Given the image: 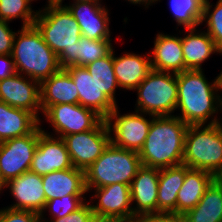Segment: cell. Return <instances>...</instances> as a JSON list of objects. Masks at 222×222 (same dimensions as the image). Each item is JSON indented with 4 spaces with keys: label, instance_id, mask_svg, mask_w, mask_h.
<instances>
[{
    "label": "cell",
    "instance_id": "obj_5",
    "mask_svg": "<svg viewBox=\"0 0 222 222\" xmlns=\"http://www.w3.org/2000/svg\"><path fill=\"white\" fill-rule=\"evenodd\" d=\"M141 167L138 152L119 148L110 143L102 155L85 171L86 190L116 183L130 186Z\"/></svg>",
    "mask_w": 222,
    "mask_h": 222
},
{
    "label": "cell",
    "instance_id": "obj_22",
    "mask_svg": "<svg viewBox=\"0 0 222 222\" xmlns=\"http://www.w3.org/2000/svg\"><path fill=\"white\" fill-rule=\"evenodd\" d=\"M188 169L184 164L159 169L157 214H177V196Z\"/></svg>",
    "mask_w": 222,
    "mask_h": 222
},
{
    "label": "cell",
    "instance_id": "obj_35",
    "mask_svg": "<svg viewBox=\"0 0 222 222\" xmlns=\"http://www.w3.org/2000/svg\"><path fill=\"white\" fill-rule=\"evenodd\" d=\"M93 211L89 204H83L79 209L63 218H55L50 222H96Z\"/></svg>",
    "mask_w": 222,
    "mask_h": 222
},
{
    "label": "cell",
    "instance_id": "obj_31",
    "mask_svg": "<svg viewBox=\"0 0 222 222\" xmlns=\"http://www.w3.org/2000/svg\"><path fill=\"white\" fill-rule=\"evenodd\" d=\"M29 0H0V19L11 21L13 18H22L23 27L34 25L37 12L33 14Z\"/></svg>",
    "mask_w": 222,
    "mask_h": 222
},
{
    "label": "cell",
    "instance_id": "obj_10",
    "mask_svg": "<svg viewBox=\"0 0 222 222\" xmlns=\"http://www.w3.org/2000/svg\"><path fill=\"white\" fill-rule=\"evenodd\" d=\"M47 120L53 125L58 138L94 129L103 118L94 110L80 104L51 105L45 112Z\"/></svg>",
    "mask_w": 222,
    "mask_h": 222
},
{
    "label": "cell",
    "instance_id": "obj_4",
    "mask_svg": "<svg viewBox=\"0 0 222 222\" xmlns=\"http://www.w3.org/2000/svg\"><path fill=\"white\" fill-rule=\"evenodd\" d=\"M17 34L19 38L14 39L11 53L17 73L25 72L30 79L41 83L61 69L58 56L45 43L35 25L22 26Z\"/></svg>",
    "mask_w": 222,
    "mask_h": 222
},
{
    "label": "cell",
    "instance_id": "obj_27",
    "mask_svg": "<svg viewBox=\"0 0 222 222\" xmlns=\"http://www.w3.org/2000/svg\"><path fill=\"white\" fill-rule=\"evenodd\" d=\"M183 222H222V188L214 181L199 203L182 215Z\"/></svg>",
    "mask_w": 222,
    "mask_h": 222
},
{
    "label": "cell",
    "instance_id": "obj_20",
    "mask_svg": "<svg viewBox=\"0 0 222 222\" xmlns=\"http://www.w3.org/2000/svg\"><path fill=\"white\" fill-rule=\"evenodd\" d=\"M46 201L66 195H83L87 192L85 171L75 167L54 171L42 176Z\"/></svg>",
    "mask_w": 222,
    "mask_h": 222
},
{
    "label": "cell",
    "instance_id": "obj_21",
    "mask_svg": "<svg viewBox=\"0 0 222 222\" xmlns=\"http://www.w3.org/2000/svg\"><path fill=\"white\" fill-rule=\"evenodd\" d=\"M153 70L178 74L185 71L181 37L158 34L153 49Z\"/></svg>",
    "mask_w": 222,
    "mask_h": 222
},
{
    "label": "cell",
    "instance_id": "obj_15",
    "mask_svg": "<svg viewBox=\"0 0 222 222\" xmlns=\"http://www.w3.org/2000/svg\"><path fill=\"white\" fill-rule=\"evenodd\" d=\"M6 187H10V191L17 201L9 208L33 211L40 214L42 218L46 197L41 175L31 171L24 172L17 178L7 181Z\"/></svg>",
    "mask_w": 222,
    "mask_h": 222
},
{
    "label": "cell",
    "instance_id": "obj_18",
    "mask_svg": "<svg viewBox=\"0 0 222 222\" xmlns=\"http://www.w3.org/2000/svg\"><path fill=\"white\" fill-rule=\"evenodd\" d=\"M77 21L83 37L100 40L110 39L108 11L99 3L75 2L66 6Z\"/></svg>",
    "mask_w": 222,
    "mask_h": 222
},
{
    "label": "cell",
    "instance_id": "obj_8",
    "mask_svg": "<svg viewBox=\"0 0 222 222\" xmlns=\"http://www.w3.org/2000/svg\"><path fill=\"white\" fill-rule=\"evenodd\" d=\"M111 135L103 119L92 130L64 136L73 167L86 171L109 146Z\"/></svg>",
    "mask_w": 222,
    "mask_h": 222
},
{
    "label": "cell",
    "instance_id": "obj_44",
    "mask_svg": "<svg viewBox=\"0 0 222 222\" xmlns=\"http://www.w3.org/2000/svg\"><path fill=\"white\" fill-rule=\"evenodd\" d=\"M29 1H33V0H29ZM54 1H56V0H48L49 5H50L51 3H53Z\"/></svg>",
    "mask_w": 222,
    "mask_h": 222
},
{
    "label": "cell",
    "instance_id": "obj_26",
    "mask_svg": "<svg viewBox=\"0 0 222 222\" xmlns=\"http://www.w3.org/2000/svg\"><path fill=\"white\" fill-rule=\"evenodd\" d=\"M190 33L182 40L183 58L186 70H201L203 63L214 52L222 51L215 45L208 33H194L196 28L187 29Z\"/></svg>",
    "mask_w": 222,
    "mask_h": 222
},
{
    "label": "cell",
    "instance_id": "obj_16",
    "mask_svg": "<svg viewBox=\"0 0 222 222\" xmlns=\"http://www.w3.org/2000/svg\"><path fill=\"white\" fill-rule=\"evenodd\" d=\"M71 76L79 94V104L94 110L106 119L116 105L100 90L95 79L85 67L70 66L65 69Z\"/></svg>",
    "mask_w": 222,
    "mask_h": 222
},
{
    "label": "cell",
    "instance_id": "obj_6",
    "mask_svg": "<svg viewBox=\"0 0 222 222\" xmlns=\"http://www.w3.org/2000/svg\"><path fill=\"white\" fill-rule=\"evenodd\" d=\"M203 125H188L182 164L215 174L222 165V123L213 119Z\"/></svg>",
    "mask_w": 222,
    "mask_h": 222
},
{
    "label": "cell",
    "instance_id": "obj_33",
    "mask_svg": "<svg viewBox=\"0 0 222 222\" xmlns=\"http://www.w3.org/2000/svg\"><path fill=\"white\" fill-rule=\"evenodd\" d=\"M83 200L82 195H66L46 201L44 209L49 208L54 218H63L79 209L84 204Z\"/></svg>",
    "mask_w": 222,
    "mask_h": 222
},
{
    "label": "cell",
    "instance_id": "obj_13",
    "mask_svg": "<svg viewBox=\"0 0 222 222\" xmlns=\"http://www.w3.org/2000/svg\"><path fill=\"white\" fill-rule=\"evenodd\" d=\"M22 74H14L0 81V101L15 108H22L33 113L38 119L41 110L40 82H29ZM39 87H38V86Z\"/></svg>",
    "mask_w": 222,
    "mask_h": 222
},
{
    "label": "cell",
    "instance_id": "obj_43",
    "mask_svg": "<svg viewBox=\"0 0 222 222\" xmlns=\"http://www.w3.org/2000/svg\"><path fill=\"white\" fill-rule=\"evenodd\" d=\"M97 222H133L132 220H119V221H97Z\"/></svg>",
    "mask_w": 222,
    "mask_h": 222
},
{
    "label": "cell",
    "instance_id": "obj_19",
    "mask_svg": "<svg viewBox=\"0 0 222 222\" xmlns=\"http://www.w3.org/2000/svg\"><path fill=\"white\" fill-rule=\"evenodd\" d=\"M41 111L44 113L51 105L79 104L77 87L65 69L44 79L40 83Z\"/></svg>",
    "mask_w": 222,
    "mask_h": 222
},
{
    "label": "cell",
    "instance_id": "obj_29",
    "mask_svg": "<svg viewBox=\"0 0 222 222\" xmlns=\"http://www.w3.org/2000/svg\"><path fill=\"white\" fill-rule=\"evenodd\" d=\"M110 39L93 40L81 36L74 48V66L85 67L112 50Z\"/></svg>",
    "mask_w": 222,
    "mask_h": 222
},
{
    "label": "cell",
    "instance_id": "obj_25",
    "mask_svg": "<svg viewBox=\"0 0 222 222\" xmlns=\"http://www.w3.org/2000/svg\"><path fill=\"white\" fill-rule=\"evenodd\" d=\"M212 182L213 174L210 172L189 168L185 173L183 185L178 192L177 215H183L194 208Z\"/></svg>",
    "mask_w": 222,
    "mask_h": 222
},
{
    "label": "cell",
    "instance_id": "obj_32",
    "mask_svg": "<svg viewBox=\"0 0 222 222\" xmlns=\"http://www.w3.org/2000/svg\"><path fill=\"white\" fill-rule=\"evenodd\" d=\"M210 3L208 0L204 1L203 15L201 22L208 19L207 33L213 39L215 45L222 51V0H219L216 4L215 9L210 14Z\"/></svg>",
    "mask_w": 222,
    "mask_h": 222
},
{
    "label": "cell",
    "instance_id": "obj_40",
    "mask_svg": "<svg viewBox=\"0 0 222 222\" xmlns=\"http://www.w3.org/2000/svg\"><path fill=\"white\" fill-rule=\"evenodd\" d=\"M129 2H131V3H134V4H140V3H145V4H147V5H149L150 3H152V2H156V1H158V0H128Z\"/></svg>",
    "mask_w": 222,
    "mask_h": 222
},
{
    "label": "cell",
    "instance_id": "obj_3",
    "mask_svg": "<svg viewBox=\"0 0 222 222\" xmlns=\"http://www.w3.org/2000/svg\"><path fill=\"white\" fill-rule=\"evenodd\" d=\"M37 12L34 25L45 43L58 56L61 69L74 66V48L82 36L80 27L66 6L60 1Z\"/></svg>",
    "mask_w": 222,
    "mask_h": 222
},
{
    "label": "cell",
    "instance_id": "obj_12",
    "mask_svg": "<svg viewBox=\"0 0 222 222\" xmlns=\"http://www.w3.org/2000/svg\"><path fill=\"white\" fill-rule=\"evenodd\" d=\"M95 190L99 202L90 206L97 221L133 220L129 185L116 183Z\"/></svg>",
    "mask_w": 222,
    "mask_h": 222
},
{
    "label": "cell",
    "instance_id": "obj_42",
    "mask_svg": "<svg viewBox=\"0 0 222 222\" xmlns=\"http://www.w3.org/2000/svg\"><path fill=\"white\" fill-rule=\"evenodd\" d=\"M5 186H6V182L2 179V176L0 174V190H2V188Z\"/></svg>",
    "mask_w": 222,
    "mask_h": 222
},
{
    "label": "cell",
    "instance_id": "obj_2",
    "mask_svg": "<svg viewBox=\"0 0 222 222\" xmlns=\"http://www.w3.org/2000/svg\"><path fill=\"white\" fill-rule=\"evenodd\" d=\"M176 79L178 85L176 109H181L182 112V116L177 117L187 125H204L207 119L218 111V107L214 104L219 102L222 106V98L214 94V90L222 89L221 74L213 84L207 82L202 69L183 71L176 74Z\"/></svg>",
    "mask_w": 222,
    "mask_h": 222
},
{
    "label": "cell",
    "instance_id": "obj_39",
    "mask_svg": "<svg viewBox=\"0 0 222 222\" xmlns=\"http://www.w3.org/2000/svg\"><path fill=\"white\" fill-rule=\"evenodd\" d=\"M213 181L222 188V165L213 175Z\"/></svg>",
    "mask_w": 222,
    "mask_h": 222
},
{
    "label": "cell",
    "instance_id": "obj_30",
    "mask_svg": "<svg viewBox=\"0 0 222 222\" xmlns=\"http://www.w3.org/2000/svg\"><path fill=\"white\" fill-rule=\"evenodd\" d=\"M205 0H171L172 12L179 25L186 29L195 28L201 24Z\"/></svg>",
    "mask_w": 222,
    "mask_h": 222
},
{
    "label": "cell",
    "instance_id": "obj_34",
    "mask_svg": "<svg viewBox=\"0 0 222 222\" xmlns=\"http://www.w3.org/2000/svg\"><path fill=\"white\" fill-rule=\"evenodd\" d=\"M0 222H43L40 214L29 210L6 208L0 210Z\"/></svg>",
    "mask_w": 222,
    "mask_h": 222
},
{
    "label": "cell",
    "instance_id": "obj_11",
    "mask_svg": "<svg viewBox=\"0 0 222 222\" xmlns=\"http://www.w3.org/2000/svg\"><path fill=\"white\" fill-rule=\"evenodd\" d=\"M117 106L110 112L105 119L109 132H114L115 137H110L111 144L127 149L139 151L142 149L148 136V131L152 120H147L138 111L134 114L118 115ZM115 120L112 125V120ZM112 125V126H111ZM113 130V131H112Z\"/></svg>",
    "mask_w": 222,
    "mask_h": 222
},
{
    "label": "cell",
    "instance_id": "obj_24",
    "mask_svg": "<svg viewBox=\"0 0 222 222\" xmlns=\"http://www.w3.org/2000/svg\"><path fill=\"white\" fill-rule=\"evenodd\" d=\"M39 123L30 111L0 101V143L31 133Z\"/></svg>",
    "mask_w": 222,
    "mask_h": 222
},
{
    "label": "cell",
    "instance_id": "obj_36",
    "mask_svg": "<svg viewBox=\"0 0 222 222\" xmlns=\"http://www.w3.org/2000/svg\"><path fill=\"white\" fill-rule=\"evenodd\" d=\"M15 32L10 30L8 22L0 19V55H8L12 53Z\"/></svg>",
    "mask_w": 222,
    "mask_h": 222
},
{
    "label": "cell",
    "instance_id": "obj_1",
    "mask_svg": "<svg viewBox=\"0 0 222 222\" xmlns=\"http://www.w3.org/2000/svg\"><path fill=\"white\" fill-rule=\"evenodd\" d=\"M188 125L175 116H153L139 157L142 165L166 168L182 164Z\"/></svg>",
    "mask_w": 222,
    "mask_h": 222
},
{
    "label": "cell",
    "instance_id": "obj_23",
    "mask_svg": "<svg viewBox=\"0 0 222 222\" xmlns=\"http://www.w3.org/2000/svg\"><path fill=\"white\" fill-rule=\"evenodd\" d=\"M146 57L131 53L114 57L113 52V68L119 87L136 90L152 70L151 56Z\"/></svg>",
    "mask_w": 222,
    "mask_h": 222
},
{
    "label": "cell",
    "instance_id": "obj_7",
    "mask_svg": "<svg viewBox=\"0 0 222 222\" xmlns=\"http://www.w3.org/2000/svg\"><path fill=\"white\" fill-rule=\"evenodd\" d=\"M151 70L144 81L136 88L138 100L136 111L149 116H171L176 109L178 85L176 74Z\"/></svg>",
    "mask_w": 222,
    "mask_h": 222
},
{
    "label": "cell",
    "instance_id": "obj_38",
    "mask_svg": "<svg viewBox=\"0 0 222 222\" xmlns=\"http://www.w3.org/2000/svg\"><path fill=\"white\" fill-rule=\"evenodd\" d=\"M11 58V60L8 59ZM12 55H0V81L17 73Z\"/></svg>",
    "mask_w": 222,
    "mask_h": 222
},
{
    "label": "cell",
    "instance_id": "obj_14",
    "mask_svg": "<svg viewBox=\"0 0 222 222\" xmlns=\"http://www.w3.org/2000/svg\"><path fill=\"white\" fill-rule=\"evenodd\" d=\"M69 152L62 138L54 139L44 132L39 136L29 171L38 175L72 168Z\"/></svg>",
    "mask_w": 222,
    "mask_h": 222
},
{
    "label": "cell",
    "instance_id": "obj_28",
    "mask_svg": "<svg viewBox=\"0 0 222 222\" xmlns=\"http://www.w3.org/2000/svg\"><path fill=\"white\" fill-rule=\"evenodd\" d=\"M85 68L98 84L100 90L116 106L115 88L119 87L113 68V50L106 56L89 63Z\"/></svg>",
    "mask_w": 222,
    "mask_h": 222
},
{
    "label": "cell",
    "instance_id": "obj_17",
    "mask_svg": "<svg viewBox=\"0 0 222 222\" xmlns=\"http://www.w3.org/2000/svg\"><path fill=\"white\" fill-rule=\"evenodd\" d=\"M159 169L143 166L130 185L131 202H137L133 215L157 214Z\"/></svg>",
    "mask_w": 222,
    "mask_h": 222
},
{
    "label": "cell",
    "instance_id": "obj_41",
    "mask_svg": "<svg viewBox=\"0 0 222 222\" xmlns=\"http://www.w3.org/2000/svg\"><path fill=\"white\" fill-rule=\"evenodd\" d=\"M62 2V0H59ZM75 2H93V3H99V0H76Z\"/></svg>",
    "mask_w": 222,
    "mask_h": 222
},
{
    "label": "cell",
    "instance_id": "obj_37",
    "mask_svg": "<svg viewBox=\"0 0 222 222\" xmlns=\"http://www.w3.org/2000/svg\"><path fill=\"white\" fill-rule=\"evenodd\" d=\"M133 222H183L182 215L177 214H143L135 216Z\"/></svg>",
    "mask_w": 222,
    "mask_h": 222
},
{
    "label": "cell",
    "instance_id": "obj_9",
    "mask_svg": "<svg viewBox=\"0 0 222 222\" xmlns=\"http://www.w3.org/2000/svg\"><path fill=\"white\" fill-rule=\"evenodd\" d=\"M42 133L38 125L27 135L0 143V174L5 182L29 171Z\"/></svg>",
    "mask_w": 222,
    "mask_h": 222
}]
</instances>
